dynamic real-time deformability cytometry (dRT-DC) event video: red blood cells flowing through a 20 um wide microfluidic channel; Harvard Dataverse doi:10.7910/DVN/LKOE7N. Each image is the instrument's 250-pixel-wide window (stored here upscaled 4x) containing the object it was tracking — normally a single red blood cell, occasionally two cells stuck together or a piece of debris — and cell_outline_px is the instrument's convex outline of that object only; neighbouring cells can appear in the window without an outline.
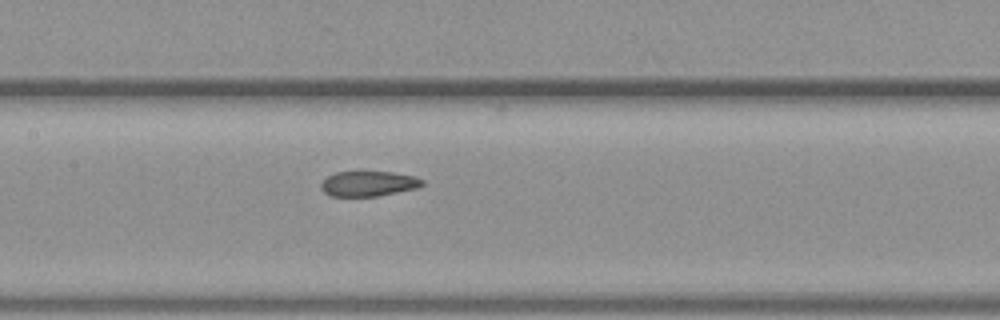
{"species": "common noctule bat (a hibernating species)", "species_latin": "Nyctalus noctula", "temperature_condition": "warm", "stored_images_in_passage": 6, "segment_of_instrument_passage": [1, 2], "camera_frame_rate_fps": 3000, "um_per_image_px": 0.085, "animal": {"sex": "female", "body_mass_g": 19.3, "forearm_length_mm": 54.1}, "frame": {"image": 1, "passage_image": 5, "time_ms": 1.333, "image_size_px": [1000, 320], "cell_outline_px": [[424, 184], [416, 188], [376, 196], [332, 196], [324, 192], [320, 188], [320, 184], [328, 176], [336, 172], [356, 168], [392, 172], [416, 176], [424, 180]], "centroid_in_image_um": [31.29, 15.55], "position_along_channel_um": 176.1, "area_um2": 15.55}}